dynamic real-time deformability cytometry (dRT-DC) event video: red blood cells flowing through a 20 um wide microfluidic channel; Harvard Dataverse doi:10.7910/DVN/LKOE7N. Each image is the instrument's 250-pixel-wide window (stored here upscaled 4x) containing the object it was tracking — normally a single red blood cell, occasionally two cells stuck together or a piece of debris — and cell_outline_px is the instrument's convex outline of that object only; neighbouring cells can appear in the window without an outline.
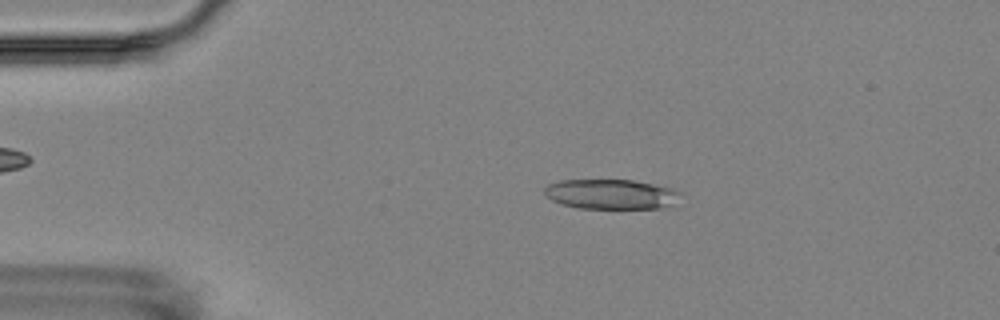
{"species": "Egyptian fruit bat (a non-hibernating species)", "species_latin": "Rousettus aegyptiacus", "temperature_condition": "room temperature", "stored_images_in_passage": 16, "camera_frame_rate_fps": 3000, "um_per_image_px": 0.085, "animal": {"sex": "female"}, "frame": {"image": 1, "passage_image": 3, "time_ms": 2.333, "image_size_px": [1000, 320], "cell_outline_px": [[680, 192], [668, 204], [660, 208], [580, 208], [560, 204], [552, 200], [544, 192], [544, 188], [548, 184], [560, 180], [632, 180], [672, 188]], "centroid_in_image_um": [51.83, 16.49], "position_along_channel_um": 33.2, "area_um2": 23.12}}
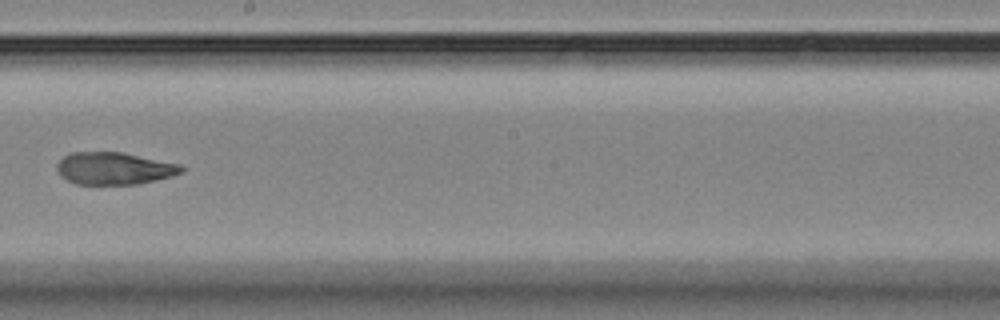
{"frame": {"image": 2, "passage_image": 9, "time_ms": 9.333, "image_size_px": [1000, 320], "cell_outline_px": [[184, 172], [172, 176], [140, 184], [76, 184], [60, 176], [56, 168], [56, 164], [64, 156], [72, 152], [120, 152], [180, 164], [184, 168]], "centroid_in_image_um": [9.7, 14.32], "position_along_channel_um": 238.5, "area_um2": 23.41}}
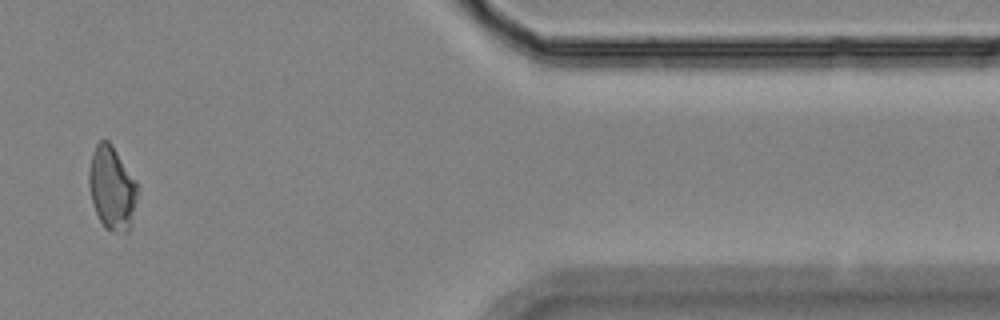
{"frame": {"image": 3, "passage_image": 14, "time_ms": 15.0, "image_size_px": [1000, 320], "cell_outline_px": [[136, 200], [132, 224], [128, 232], [116, 232], [104, 228], [96, 212], [92, 200], [88, 184], [88, 172], [92, 152], [96, 144], [100, 140], [108, 140], [112, 144], [136, 180]], "centroid_in_image_um": [9.5, 15.98], "position_along_channel_um": 401.9, "area_um2": 23.64}, "authors_computed_cell_mechanics": {"area_um2": 24.1604, "velocity_mm_per_s": 3.5535, "shape_relaxation_time_tau1_ms": null, "shape_relaxation_time_tau2_ms": 2.3452, "deformation_change_tau1": null, "deformation_change_tau2": 0.0725}}